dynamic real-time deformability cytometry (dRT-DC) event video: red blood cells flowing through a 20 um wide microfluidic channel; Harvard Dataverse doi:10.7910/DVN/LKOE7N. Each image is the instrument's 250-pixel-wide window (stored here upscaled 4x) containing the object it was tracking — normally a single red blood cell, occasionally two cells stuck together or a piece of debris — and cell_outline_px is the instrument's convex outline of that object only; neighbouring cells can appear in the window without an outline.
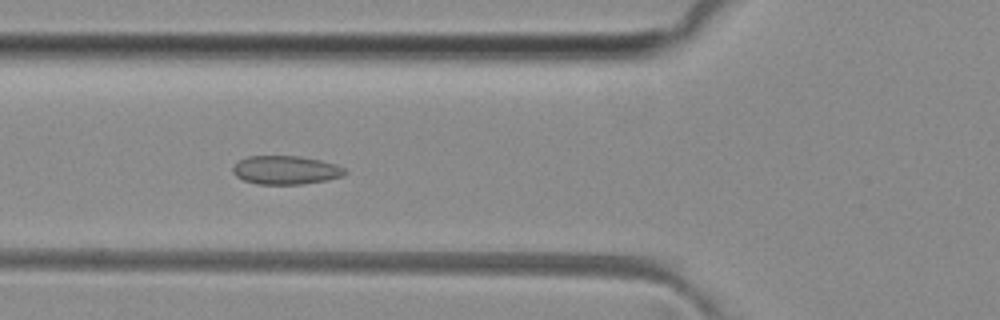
{"species": "common noctule bat (a hibernating species)", "species_latin": "Nyctalus noctula", "temperature_condition": "room temperature", "stored_images_in_passage": 49, "segment_of_instrument_passage": [1, 2], "camera_frame_rate_fps": 3000, "um_per_image_px": 0.085, "animal": {"sex": "female", "body_mass_g": 29.2, "forearm_length_mm": 56.3}, "frame": {"image": 1, "passage_image": 16, "time_ms": 5.0, "image_size_px": [1000, 320], "cell_outline_px": [[348, 172], [340, 176], [324, 180], [300, 184], [256, 184], [244, 180], [236, 176], [232, 172], [232, 168], [240, 160], [248, 156], [296, 156], [320, 160], [336, 164], [344, 168]], "centroid_in_image_um": [24.26, 14.45], "position_along_channel_um": 101.5, "area_um2": 18.44}}
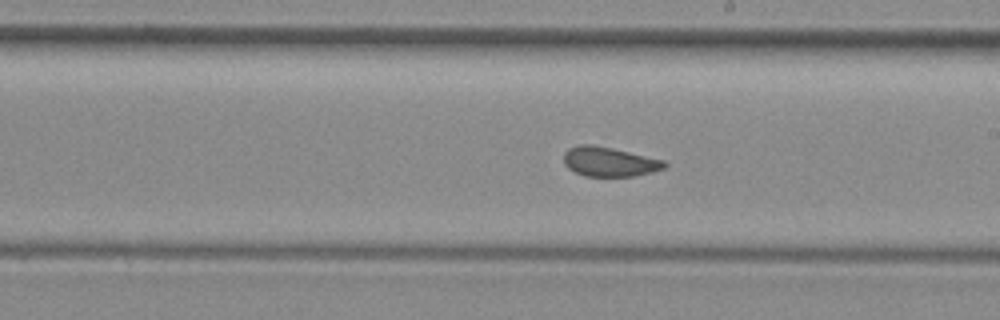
{"frame": {"image": 2, "passage_image": 26, "time_ms": 8.333, "image_size_px": [1000, 320], "cell_outline_px": [[668, 164], [664, 168], [652, 172], [632, 176], [584, 176], [568, 168], [564, 164], [564, 152], [568, 148], [580, 144], [592, 144], [612, 148], [664, 160]], "centroid_in_image_um": [51.77, 13.74], "position_along_channel_um": 237.2, "area_um2": 17.28}}
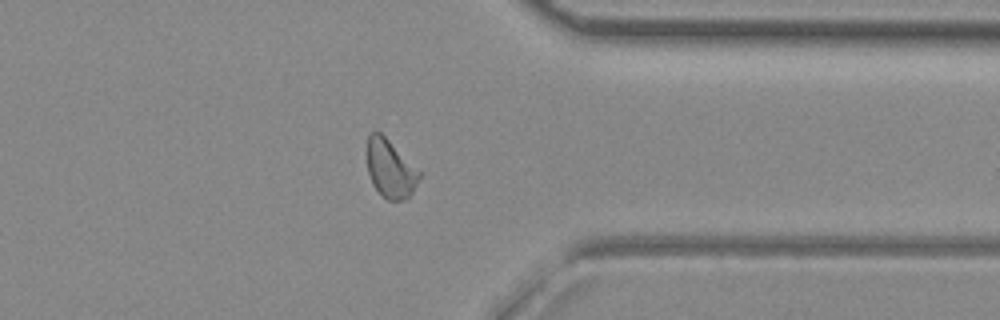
{"frame": {"image": 3, "passage_image": 37, "time_ms": 12.0, "image_size_px": [1000, 320], "cell_outline_px": [[420, 176], [408, 200], [388, 200], [372, 184], [368, 172], [368, 136], [372, 132], [380, 132], [420, 172]], "centroid_in_image_um": [33.17, 14.37], "position_along_channel_um": 378.2, "area_um2": 17.11}}